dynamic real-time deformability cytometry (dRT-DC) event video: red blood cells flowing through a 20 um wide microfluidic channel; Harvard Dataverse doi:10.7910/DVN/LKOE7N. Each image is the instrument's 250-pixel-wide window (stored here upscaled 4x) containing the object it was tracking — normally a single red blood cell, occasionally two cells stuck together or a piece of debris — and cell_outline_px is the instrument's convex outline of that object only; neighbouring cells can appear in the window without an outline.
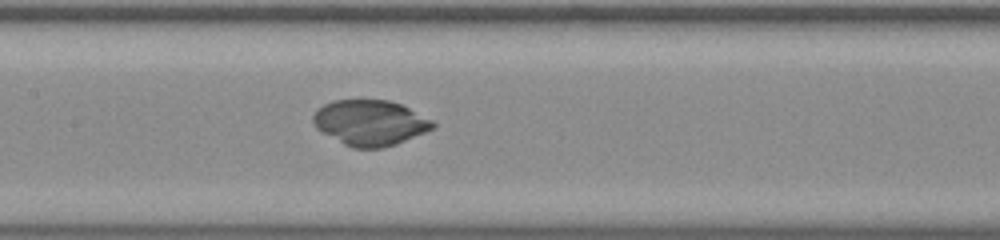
{"species": "common noctule bat (a hibernating species)", "species_latin": "Nyctalus noctula", "temperature_condition": "room temperature", "stored_images_in_passage": 52, "camera_frame_rate_fps": 3000, "um_per_image_px": 0.085, "animal": {"sex": "male", "body_mass_g": 20.0, "forearm_length_mm": 53.3}, "frame": {"image": 1, "passage_image": 25, "time_ms": 8.0, "image_size_px": [1000, 240], "cell_outline_px": [[436, 128], [396, 144], [380, 148], [352, 148], [344, 144], [316, 128], [312, 120], [312, 116], [316, 108], [332, 100], [388, 100], [400, 104], [432, 120], [436, 124]], "centroid_in_image_um": [31.44, 10.43], "position_along_channel_um": 176.0, "area_um2": 31.67}}
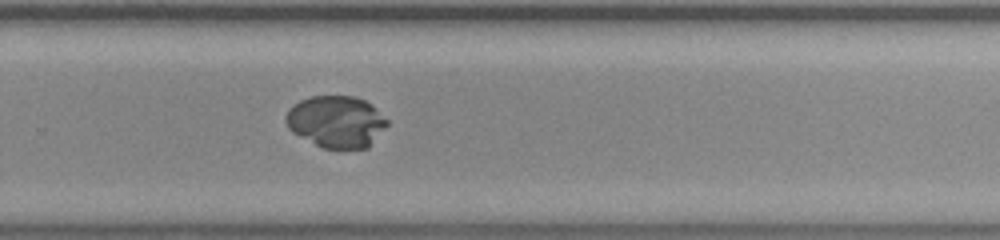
{"frame": {"image": 2, "passage_image": 35, "time_ms": 11.333, "image_size_px": [1000, 240], "cell_outline_px": [[388, 124], [368, 148], [324, 148], [292, 132], [288, 128], [284, 120], [284, 116], [288, 108], [300, 100], [312, 96], [356, 96], [372, 104], [388, 120]], "centroid_in_image_um": [28.57, 10.32], "position_along_channel_um": 301.2, "area_um2": 30.63}}
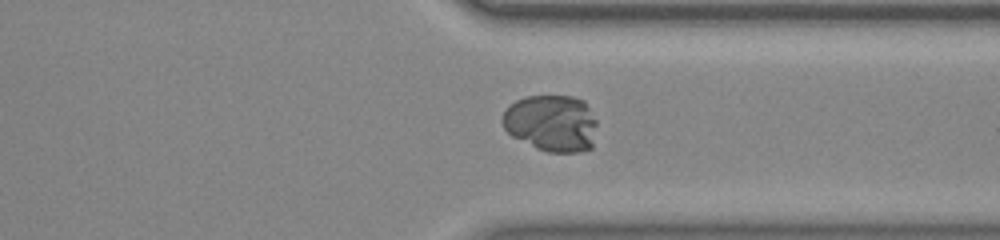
{"frame": {"image": 3, "passage_image": 40, "time_ms": 13.0, "image_size_px": [1000, 240], "cell_outline_px": [[596, 124], [592, 148], [580, 152], [548, 152], [536, 148], [512, 136], [504, 128], [500, 120], [504, 112], [516, 100], [524, 96], [572, 96], [584, 100], [596, 120]], "centroid_in_image_um": [46.87, 10.47], "position_along_channel_um": 364.5, "area_um2": 31.39}}